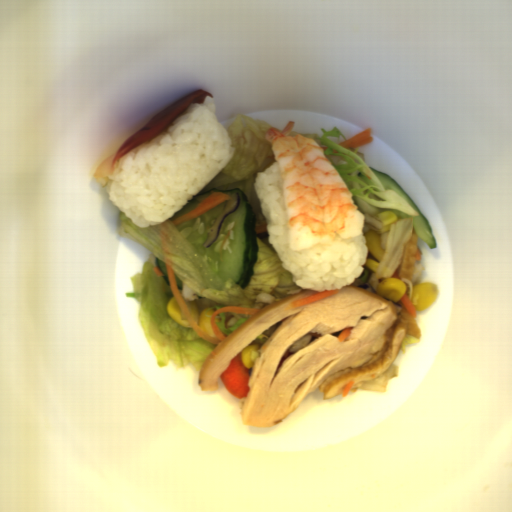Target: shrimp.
I'll return each mask as SVG.
<instances>
[{"label": "shrimp", "mask_w": 512, "mask_h": 512, "mask_svg": "<svg viewBox=\"0 0 512 512\" xmlns=\"http://www.w3.org/2000/svg\"><path fill=\"white\" fill-rule=\"evenodd\" d=\"M294 128L291 120L282 131L274 127L264 132L282 172L289 249L329 246L336 234L345 240L362 235L365 215L348 184L319 143L300 133L289 135Z\"/></svg>", "instance_id": "a79e029a"}]
</instances>
